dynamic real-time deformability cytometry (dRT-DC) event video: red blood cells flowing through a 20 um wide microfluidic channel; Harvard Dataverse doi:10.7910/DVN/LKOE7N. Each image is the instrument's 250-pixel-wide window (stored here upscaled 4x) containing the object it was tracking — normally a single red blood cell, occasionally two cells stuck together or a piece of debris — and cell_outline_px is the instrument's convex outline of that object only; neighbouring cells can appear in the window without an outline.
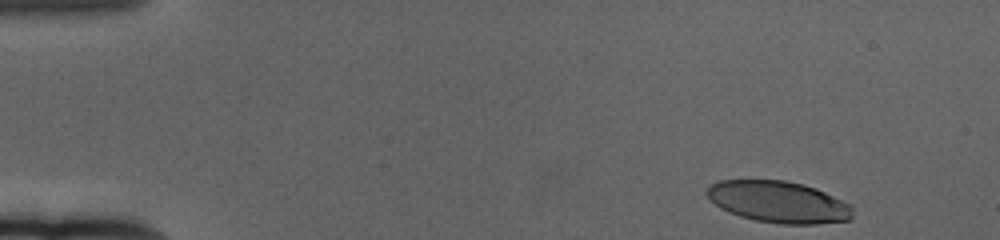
{"species": "human", "species_latin": "Homo sapiens", "temperature_condition": "cold", "stored_images_in_passage": 55, "camera_frame_rate_fps": 3000, "um_per_image_px": 0.085, "donor": {"sex": "female"}, "frame": {"image": 1, "passage_image": 1, "time_ms": 0.0, "image_size_px": [1000, 240], "cell_outline_px": [[852, 220], [816, 224], [780, 224], [756, 220], [740, 216], [728, 212], [720, 208], [704, 192], [708, 184], [720, 180], [784, 180], [804, 184], [816, 188], [848, 204], [852, 208]], "centroid_in_image_um": [66.14, 17.16], "position_along_channel_um": 18.9, "area_um2": 35.37}}
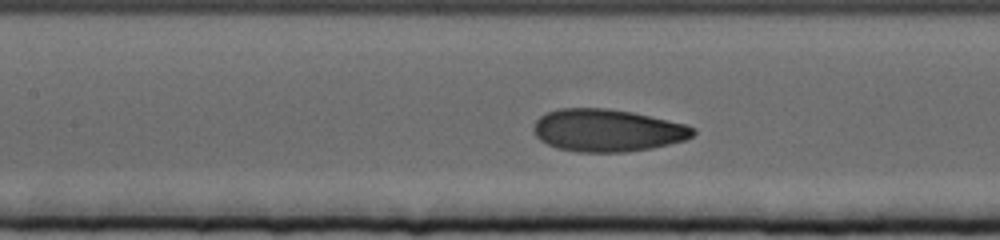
{"frame": {"image": 2, "passage_image": 23, "time_ms": 7.333, "image_size_px": [1000, 240], "cell_outline_px": [[696, 132], [692, 136], [684, 140], [652, 148], [624, 152], [576, 152], [556, 148], [540, 140], [536, 136], [532, 128], [536, 120], [540, 116], [548, 112], [560, 108], [608, 108], [632, 112], [688, 124], [696, 128]], "centroid_in_image_um": [51.63, 11.08], "position_along_channel_um": 155.8, "area_um2": 39.65}}
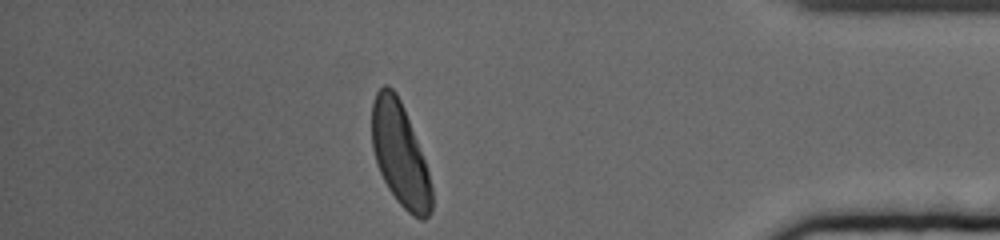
{"frame": {"image": 3, "passage_image": 48, "time_ms": 15.667, "image_size_px": [1000, 240], "cell_outline_px": [[432, 208], [428, 216], [424, 220], [420, 220], [412, 216], [396, 200], [388, 188], [380, 172], [372, 148], [372, 104], [376, 92], [384, 84], [388, 84], [396, 92], [404, 108], [424, 160], [428, 172], [432, 188]], "centroid_in_image_um": [33.99, 13.13], "position_along_channel_um": 401.2, "area_um2": 35.72}, "authors_computed_cell_mechanics": {"area_um2": 37.8012, "velocity_mm_per_s": 3.3574, "shape_relaxation_time_tau1_ms": 3.4076, "shape_relaxation_time_tau2_ms": 0.9398, "deformation_change_tau1": 0.1793, "deformation_change_tau2": 0.0575}}